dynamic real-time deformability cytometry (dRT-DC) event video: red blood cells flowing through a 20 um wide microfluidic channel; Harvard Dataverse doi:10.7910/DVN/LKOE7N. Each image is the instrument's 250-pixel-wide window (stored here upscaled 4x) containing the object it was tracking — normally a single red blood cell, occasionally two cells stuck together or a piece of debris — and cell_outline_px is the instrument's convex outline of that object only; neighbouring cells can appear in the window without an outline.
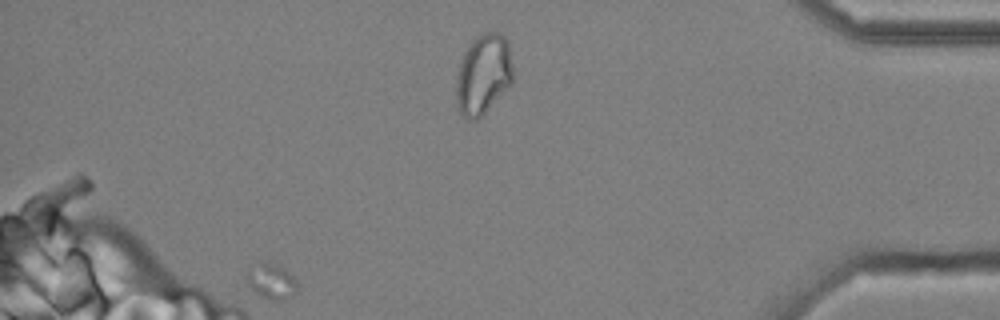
{"species": "common noctule bat (a hibernating species)", "species_latin": "Nyctalus noctula", "temperature_condition": "cold", "stored_images_in_passage": 52, "segment_of_instrument_passage": [2, 3], "camera_frame_rate_fps": 3000, "um_per_image_px": 0.085, "animal": {"sex": "male", "body_mass_g": 20.4}, "frame": {"image": 1, "passage_image": 46, "time_ms": 15.0, "image_size_px": [1000, 320], "cell_outline_px": [[296, 292], [292, 296], [284, 300], [268, 300], [260, 296], [248, 284], [244, 276], [248, 272], [260, 264], [272, 264], [284, 268], [296, 280]], "centroid_in_image_um": [23.09, 23.98], "position_along_channel_um": 412.1, "area_um2": 10.0}}